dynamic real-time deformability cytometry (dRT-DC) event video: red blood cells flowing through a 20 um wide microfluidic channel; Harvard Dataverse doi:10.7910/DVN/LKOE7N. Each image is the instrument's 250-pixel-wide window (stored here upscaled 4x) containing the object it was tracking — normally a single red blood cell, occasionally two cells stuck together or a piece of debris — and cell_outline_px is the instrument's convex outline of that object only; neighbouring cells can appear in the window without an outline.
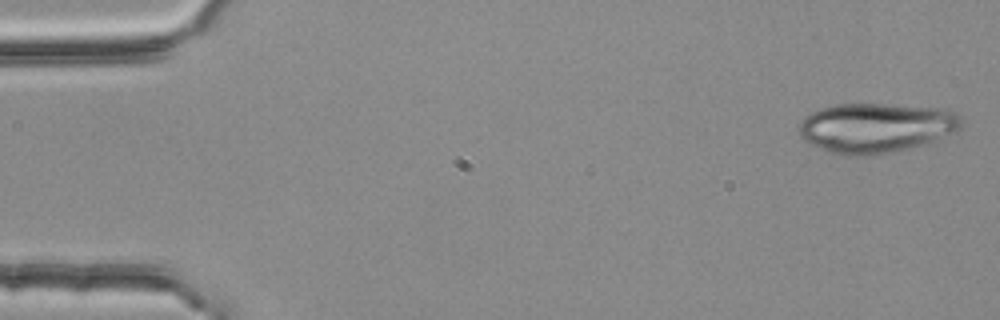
{"species": "common noctule bat (a hibernating species)", "species_latin": "Nyctalus noctula", "temperature_condition": "room temperature", "stored_images_in_passage": 4, "camera_frame_rate_fps": 3000, "um_per_image_px": 0.085, "animal": {"sex": "female", "body_mass_g": 25.1}, "frame": {"image": 1, "passage_image": 1, "time_ms": 0.0, "image_size_px": [1000, 320], "cell_outline_px": [[964, 124], [956, 132], [920, 144], [888, 152], [864, 156], [848, 156], [832, 152], [808, 144], [800, 136], [800, 120], [804, 116], [820, 108], [836, 104], [884, 104], [944, 108], [956, 112], [960, 116]], "centroid_in_image_um": [74.44, 10.84], "position_along_channel_um": 10.6, "area_um2": 46.88}}